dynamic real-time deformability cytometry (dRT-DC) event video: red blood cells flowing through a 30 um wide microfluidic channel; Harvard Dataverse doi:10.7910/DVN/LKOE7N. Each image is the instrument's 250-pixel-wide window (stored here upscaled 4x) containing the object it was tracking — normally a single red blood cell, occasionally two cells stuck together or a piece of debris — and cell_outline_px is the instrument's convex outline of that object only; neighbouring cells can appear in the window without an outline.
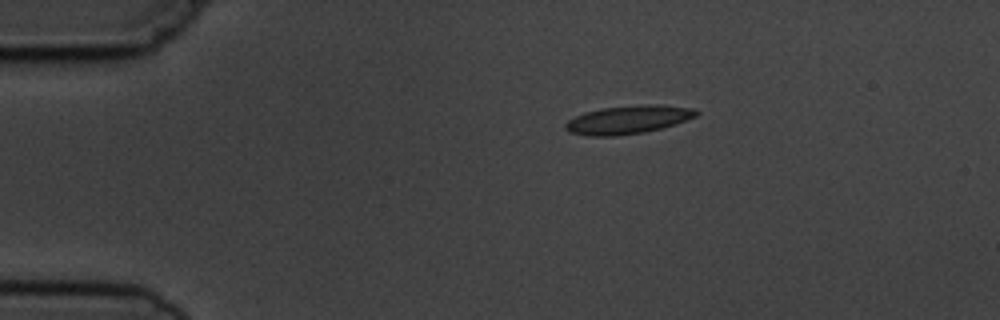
{"species": "common noctule bat (a hibernating species)", "species_latin": "Nyctalus noctula", "temperature_condition": "cold", "stored_images_in_passage": 5, "camera_frame_rate_fps": 3000, "um_per_image_px": 0.085, "animal": {"sex": "male", "body_mass_g": 19.5, "forearm_length_mm": 54.6}, "frame": {"image": 1, "passage_image": 1, "time_ms": 0.0, "image_size_px": [1000, 320], "cell_outline_px": [[700, 112], [696, 116], [676, 124], [644, 132], [616, 136], [588, 136], [568, 132], [564, 128], [564, 124], [568, 120], [584, 112], [600, 108], [644, 104], [660, 104], [696, 108]], "centroid_in_image_um": [53.39, 10.16], "position_along_channel_um": 31.6, "area_um2": 21.85}}
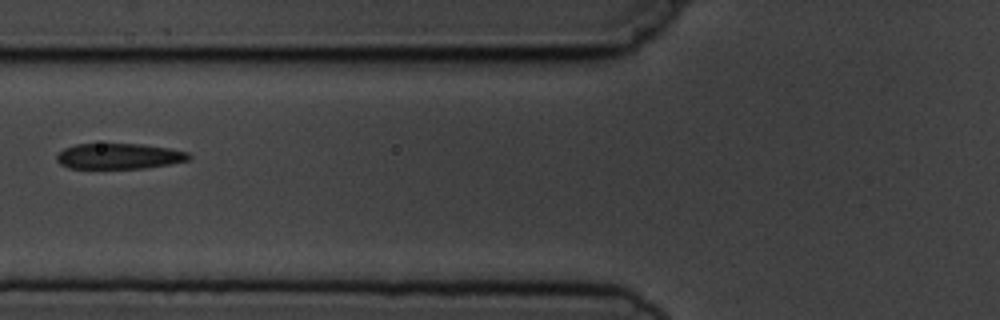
{"frame": {"image": 2, "passage_image": 4, "time_ms": 3.667, "image_size_px": [1000, 320], "cell_outline_px": [[192, 156], [188, 160], [168, 164], [144, 168], [68, 168], [60, 164], [56, 160], [56, 156], [64, 148], [76, 144], [140, 144], [168, 148], [188, 152]], "centroid_in_image_um": [10.1, 13.27], "position_along_channel_um": 115.7, "area_um2": 19.59}}
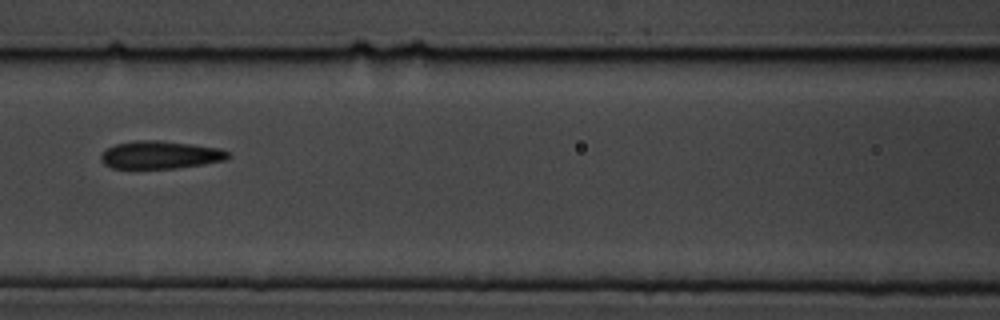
{"frame": {"image": 3, "passage_image": 5, "time_ms": 4.667, "image_size_px": [1000, 320], "cell_outline_px": [[232, 156], [228, 160], [204, 164], [176, 168], [112, 168], [104, 164], [100, 160], [100, 152], [116, 144], [140, 140], [156, 140], [192, 144], [220, 148], [232, 152]], "centroid_in_image_um": [13.68, 13.17], "position_along_channel_um": 152.9, "area_um2": 20.81}}